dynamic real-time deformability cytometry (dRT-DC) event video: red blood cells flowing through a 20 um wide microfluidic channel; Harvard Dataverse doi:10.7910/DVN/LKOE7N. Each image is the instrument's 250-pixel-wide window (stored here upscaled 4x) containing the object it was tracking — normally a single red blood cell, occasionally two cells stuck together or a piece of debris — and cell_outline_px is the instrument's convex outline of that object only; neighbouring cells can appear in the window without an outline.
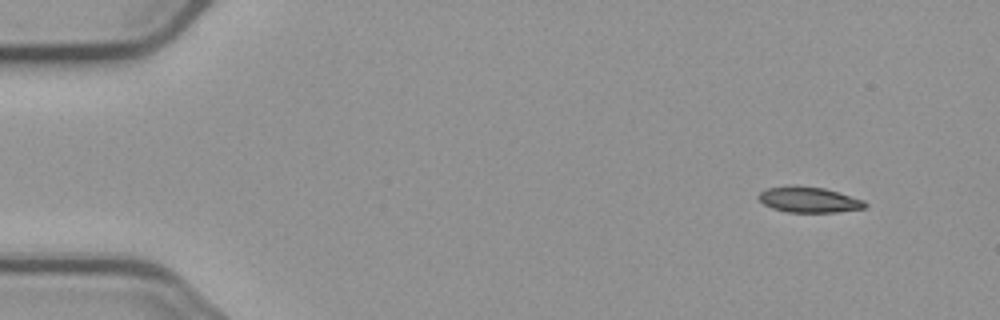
{"species": "common noctule bat (a hibernating species)", "species_latin": "Nyctalus noctula", "temperature_condition": "cold", "stored_images_in_passage": 5, "camera_frame_rate_fps": 3000, "um_per_image_px": 0.085, "animal": {"sex": "male", "body_mass_g": 23.1, "forearm_length_mm": 52.7}, "frame": {"image": 1, "passage_image": 1, "time_ms": 0.0, "image_size_px": [1000, 320], "cell_outline_px": [[868, 204], [864, 208], [836, 212], [788, 212], [772, 208], [764, 204], [756, 196], [760, 192], [768, 188], [792, 184], [796, 184], [824, 188], [864, 200]], "centroid_in_image_um": [68.73, 16.96], "position_along_channel_um": 16.3, "area_um2": 16.01}}